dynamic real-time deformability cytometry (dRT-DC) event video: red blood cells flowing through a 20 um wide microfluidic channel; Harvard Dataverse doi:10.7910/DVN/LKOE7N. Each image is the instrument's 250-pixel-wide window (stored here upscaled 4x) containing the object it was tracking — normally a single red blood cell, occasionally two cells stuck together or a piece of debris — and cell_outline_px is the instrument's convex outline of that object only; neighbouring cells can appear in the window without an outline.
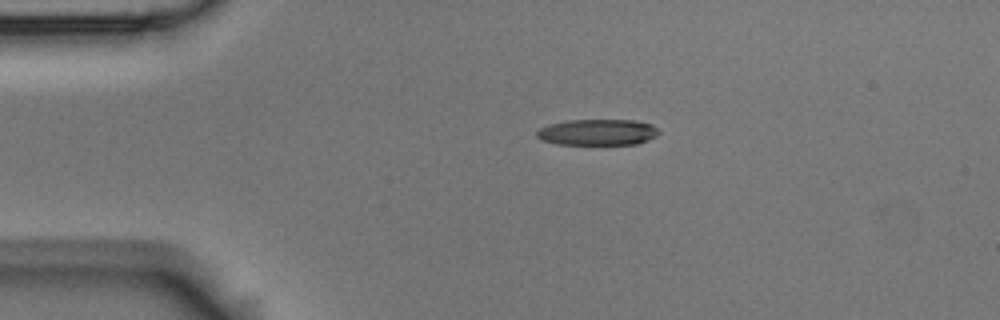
{"species": "Egyptian fruit bat (a non-hibernating species)", "species_latin": "Rousettus aegyptiacus", "temperature_condition": "room temperature", "stored_images_in_passage": 4, "camera_frame_rate_fps": 3000, "um_per_image_px": 0.085, "animal": {"sex": "male"}, "frame": {"image": 1, "passage_image": 3, "time_ms": 0.667, "image_size_px": [1000, 320], "cell_outline_px": [[660, 132], [656, 136], [648, 140], [636, 144], [556, 144], [544, 140], [536, 136], [536, 132], [540, 128], [548, 124], [568, 120], [636, 120], [652, 124]], "centroid_in_image_um": [50.81, 11.23], "position_along_channel_um": 34.2, "area_um2": 18.55}}